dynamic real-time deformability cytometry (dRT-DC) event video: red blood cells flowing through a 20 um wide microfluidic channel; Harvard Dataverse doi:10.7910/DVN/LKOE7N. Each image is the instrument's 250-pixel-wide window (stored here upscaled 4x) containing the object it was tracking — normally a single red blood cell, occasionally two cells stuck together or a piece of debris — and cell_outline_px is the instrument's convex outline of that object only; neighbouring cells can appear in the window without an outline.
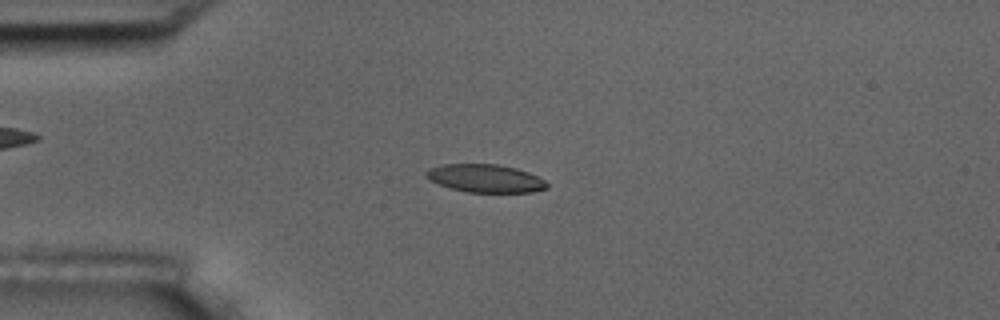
{"species": "common noctule bat (a hibernating species)", "species_latin": "Nyctalus noctula", "temperature_condition": "room temperature", "stored_images_in_passage": 14, "camera_frame_rate_fps": 3000, "um_per_image_px": 0.085, "animal": {"sex": "male", "body_mass_g": 17.5, "forearm_length_mm": 52.3}, "frame": {"image": 1, "passage_image": 3, "time_ms": 0.667, "image_size_px": [1000, 320], "cell_outline_px": [[548, 188], [532, 192], [468, 192], [452, 188], [428, 180], [424, 176], [424, 172], [428, 168], [440, 164], [496, 164], [516, 168], [528, 172], [544, 180], [548, 184]], "centroid_in_image_um": [41.21, 15.15], "position_along_channel_um": 43.8, "area_um2": 19.77}}
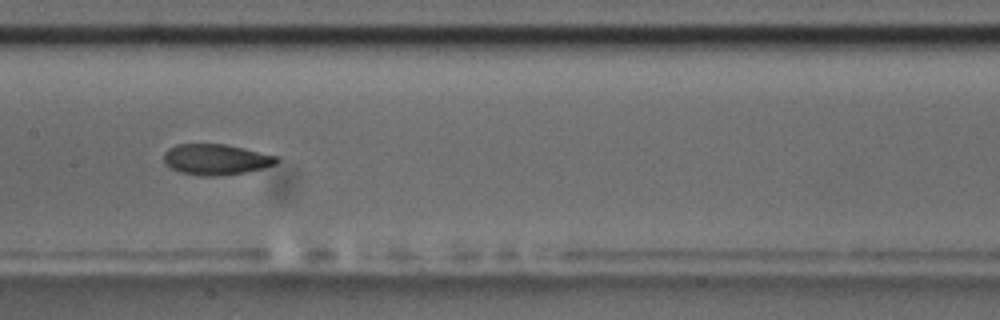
{"frame": {"image": 2, "passage_image": 7, "time_ms": 2.0, "image_size_px": [1000, 320], "cell_outline_px": [[280, 160], [276, 164], [264, 168], [244, 172], [216, 176], [200, 176], [180, 172], [164, 164], [164, 152], [168, 148], [176, 144], [224, 144], [244, 148], [280, 156]], "centroid_in_image_um": [18.37, 13.55], "position_along_channel_um": 189.0, "area_um2": 20.4}}
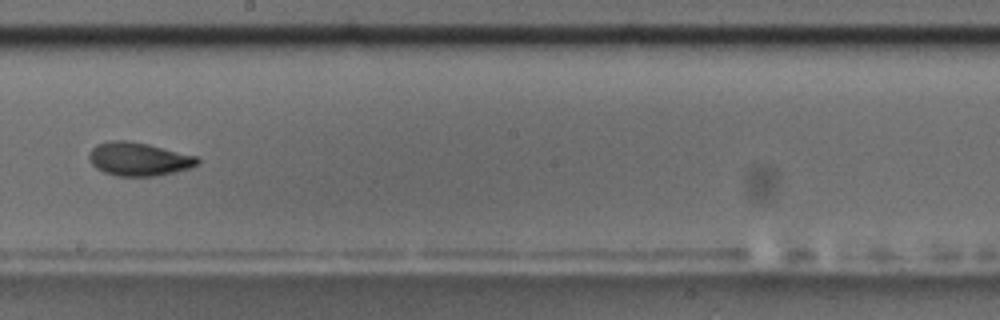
{"frame": {"image": 3, "passage_image": 8, "time_ms": 2.333, "image_size_px": [1000, 320], "cell_outline_px": [[200, 164], [192, 168], [152, 176], [116, 176], [104, 172], [96, 168], [92, 164], [88, 156], [88, 152], [96, 144], [108, 140], [128, 140], [148, 144], [196, 156], [200, 160]], "centroid_in_image_um": [11.77, 13.51], "position_along_channel_um": 236.4, "area_um2": 21.21}}